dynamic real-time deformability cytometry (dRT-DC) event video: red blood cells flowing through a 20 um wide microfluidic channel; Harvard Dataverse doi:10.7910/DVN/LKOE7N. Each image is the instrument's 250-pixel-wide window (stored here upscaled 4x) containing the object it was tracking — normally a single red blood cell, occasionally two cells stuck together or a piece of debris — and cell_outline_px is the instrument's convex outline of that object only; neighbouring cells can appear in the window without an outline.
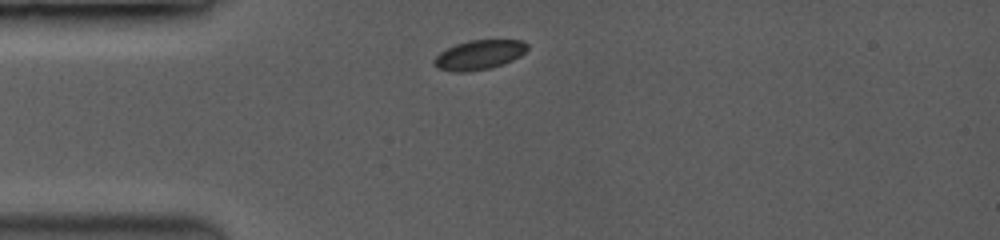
{"species": "common noctule bat (a hibernating species)", "species_latin": "Nyctalus noctula", "temperature_condition": "room temperature", "stored_images_in_passage": 3, "camera_frame_rate_fps": 3500, "um_per_image_px": 0.085, "animal": {"sex": "female", "body_mass_g": 19.0, "forearm_length_mm": 53.3}, "frame": {"image": 1, "passage_image": 1, "time_ms": 0.0, "image_size_px": [1000, 240], "cell_outline_px": [[528, 48], [520, 56], [512, 60], [488, 68], [464, 72], [456, 72], [440, 68], [432, 64], [432, 60], [440, 52], [456, 44], [472, 40], [520, 40], [528, 44]], "centroid_in_image_um": [40.71, 4.65], "position_along_channel_um": 44.3, "area_um2": 15.72}}